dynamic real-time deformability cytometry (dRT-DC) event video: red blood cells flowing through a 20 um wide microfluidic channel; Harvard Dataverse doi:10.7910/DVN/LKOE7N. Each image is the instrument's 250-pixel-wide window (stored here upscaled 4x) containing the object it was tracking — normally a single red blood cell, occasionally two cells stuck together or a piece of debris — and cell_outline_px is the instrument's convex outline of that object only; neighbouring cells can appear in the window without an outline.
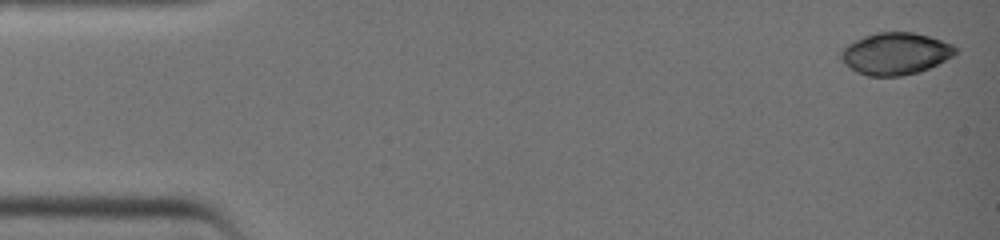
{"species": "common noctule bat (a hibernating species)", "species_latin": "Nyctalus noctula", "temperature_condition": "warm", "stored_images_in_passage": 3, "camera_frame_rate_fps": 3000, "um_per_image_px": 0.085, "animal": {"sex": "female", "body_mass_g": 19.0, "forearm_length_mm": 51.5}, "frame": {"image": 1, "passage_image": 1, "time_ms": 0.0, "image_size_px": [1000, 240], "cell_outline_px": [[960, 48], [952, 56], [928, 68], [916, 72], [900, 76], [868, 76], [856, 72], [840, 56], [840, 48], [864, 36], [876, 32], [912, 32], [928, 36], [952, 44]], "centroid_in_image_um": [76.11, 4.54], "position_along_channel_um": 8.9, "area_um2": 27.69}}